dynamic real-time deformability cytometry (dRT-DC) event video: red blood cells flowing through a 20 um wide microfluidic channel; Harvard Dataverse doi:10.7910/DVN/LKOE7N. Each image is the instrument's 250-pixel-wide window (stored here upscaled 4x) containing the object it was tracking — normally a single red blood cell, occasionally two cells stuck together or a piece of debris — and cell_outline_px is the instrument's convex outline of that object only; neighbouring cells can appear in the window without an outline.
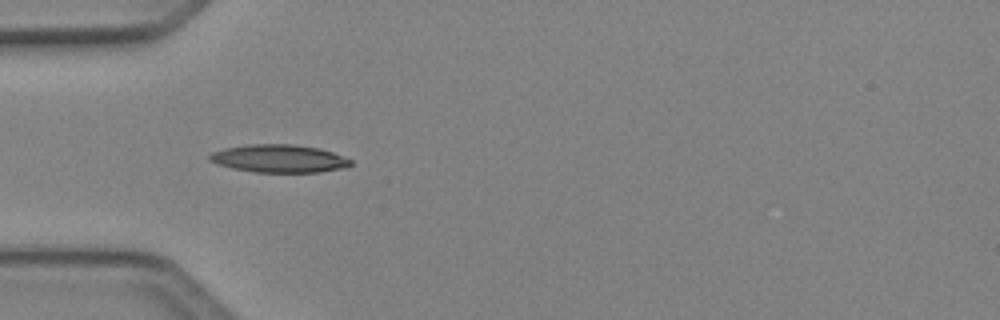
{"species": "Egyptian fruit bat (a non-hibernating species)", "species_latin": "Rousettus aegyptiacus", "temperature_condition": "cold", "stored_images_in_passage": 6, "camera_frame_rate_fps": 3000, "um_per_image_px": 0.085, "animal": {"sex": "female"}, "frame": {"image": 1, "passage_image": 4, "time_ms": 1.0, "image_size_px": [1000, 320], "cell_outline_px": [[352, 164], [348, 168], [320, 172], [252, 172], [232, 168], [216, 164], [208, 160], [208, 156], [212, 152], [224, 148], [248, 144], [292, 144], [320, 148], [332, 152], [352, 160]], "centroid_in_image_um": [23.72, 13.48], "position_along_channel_um": 61.3, "area_um2": 23.18}}
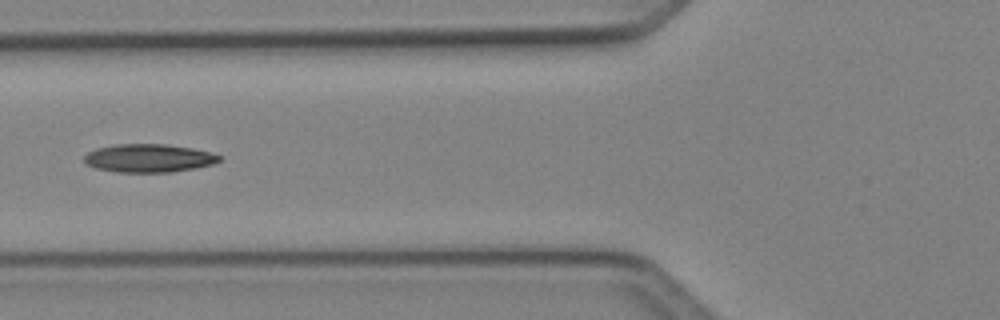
{"frame": {"image": 2, "passage_image": 5, "time_ms": 1.333, "image_size_px": [1000, 320], "cell_outline_px": [[224, 156], [220, 160], [212, 164], [196, 168], [172, 172], [116, 172], [96, 168], [84, 164], [84, 156], [88, 152], [96, 148], [116, 144], [164, 144], [192, 148]], "centroid_in_image_um": [12.62, 13.44], "position_along_channel_um": 113.2, "area_um2": 22.31}}
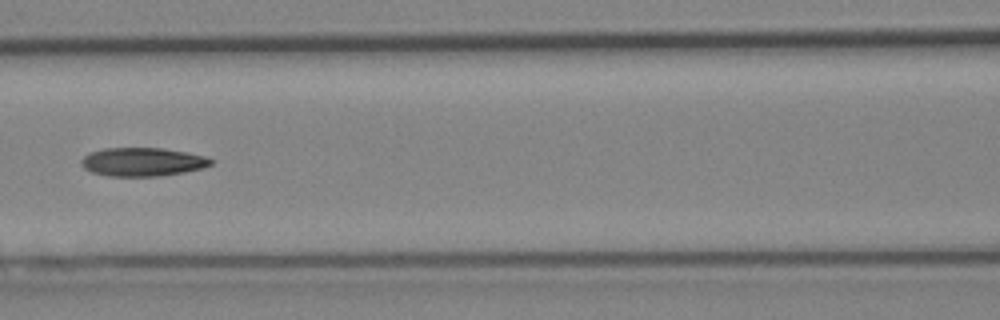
{"frame": {"image": 3, "passage_image": 6, "time_ms": 1.667, "image_size_px": [1000, 320], "cell_outline_px": [[212, 164], [204, 168], [184, 172], [160, 176], [108, 176], [92, 172], [84, 168], [80, 164], [80, 160], [88, 152], [104, 148], [160, 148], [184, 152], [204, 156], [212, 160]], "centroid_in_image_um": [12.07, 13.76], "position_along_channel_um": 154.5, "area_um2": 21.56}}